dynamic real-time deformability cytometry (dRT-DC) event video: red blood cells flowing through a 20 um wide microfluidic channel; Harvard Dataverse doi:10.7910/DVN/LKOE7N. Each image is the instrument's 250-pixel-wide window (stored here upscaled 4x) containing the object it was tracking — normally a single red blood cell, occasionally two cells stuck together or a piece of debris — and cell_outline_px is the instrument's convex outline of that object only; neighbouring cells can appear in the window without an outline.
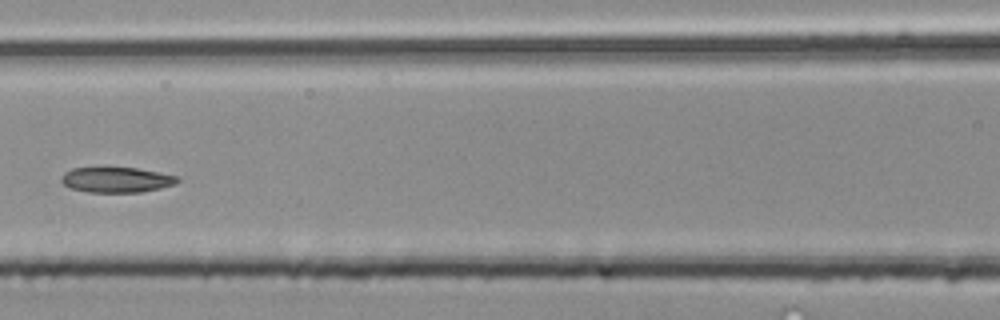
{"species": "common noctule bat (a hibernating species)", "species_latin": "Nyctalus noctula", "temperature_condition": "room temperature", "stored_images_in_passage": 6, "camera_frame_rate_fps": 3000, "um_per_image_px": 0.085, "animal": {"sex": "male", "body_mass_g": 20.4}, "frame": {"image": 1, "passage_image": 6, "time_ms": 1.667, "image_size_px": [1000, 320], "cell_outline_px": [[180, 180], [176, 184], [160, 188], [140, 192], [88, 192], [72, 188], [64, 184], [60, 180], [60, 176], [64, 172], [72, 168], [136, 168], [180, 176]], "centroid_in_image_um": [9.92, 15.28], "position_along_channel_um": 156.7, "area_um2": 17.11}}